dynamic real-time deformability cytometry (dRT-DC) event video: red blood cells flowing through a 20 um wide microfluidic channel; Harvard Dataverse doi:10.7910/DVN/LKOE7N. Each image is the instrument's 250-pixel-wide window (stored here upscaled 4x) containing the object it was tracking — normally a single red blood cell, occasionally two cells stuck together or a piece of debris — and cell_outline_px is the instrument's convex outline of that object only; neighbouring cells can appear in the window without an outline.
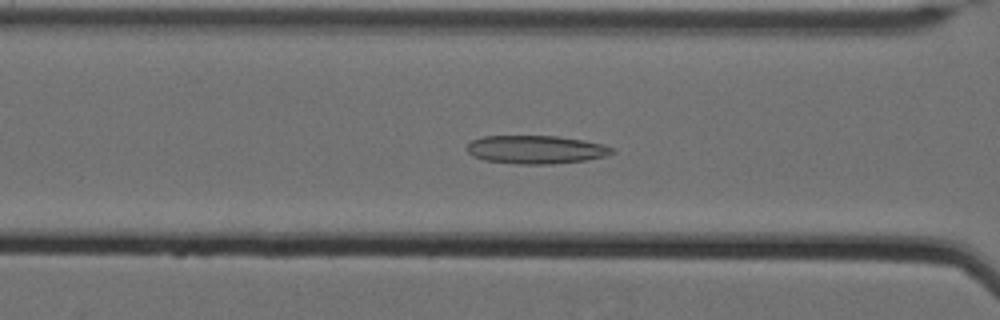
{"species": "Egyptian fruit bat (a non-hibernating species)", "species_latin": "Rousettus aegyptiacus", "temperature_condition": "cold", "stored_images_in_passage": 31, "camera_frame_rate_fps": 3000, "um_per_image_px": 0.085, "animal": {"sex": "female"}, "frame": {"image": 1, "passage_image": 5, "time_ms": 1.333, "image_size_px": [1000, 320], "cell_outline_px": [[616, 152], [604, 156], [584, 160], [552, 164], [520, 164], [484, 160], [472, 156], [468, 152], [468, 144], [472, 140], [484, 136], [556, 136], [584, 140], [604, 144], [616, 148]], "centroid_in_image_um": [45.59, 12.71], "position_along_channel_um": 121.0, "area_um2": 23.93}}
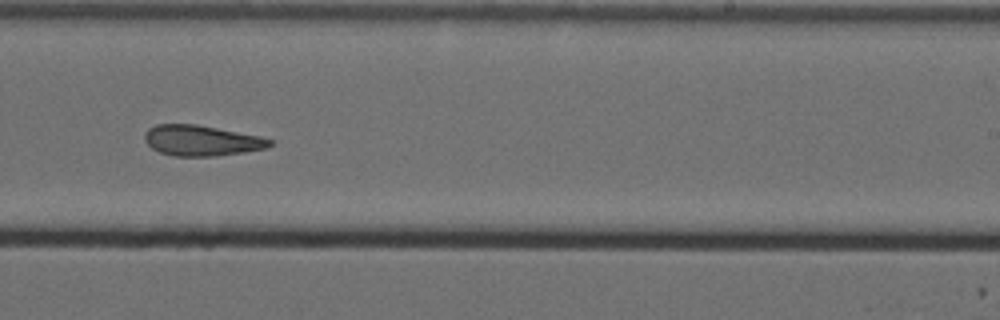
{"frame": {"image": 2, "passage_image": 18, "time_ms": 5.667, "image_size_px": [1000, 320], "cell_outline_px": [[272, 144], [264, 148], [216, 156], [172, 156], [160, 152], [152, 148], [144, 140], [144, 136], [148, 128], [156, 124], [196, 124], [260, 136], [272, 140]], "centroid_in_image_um": [17.07, 11.94], "position_along_channel_um": 271.9, "area_um2": 22.08}}
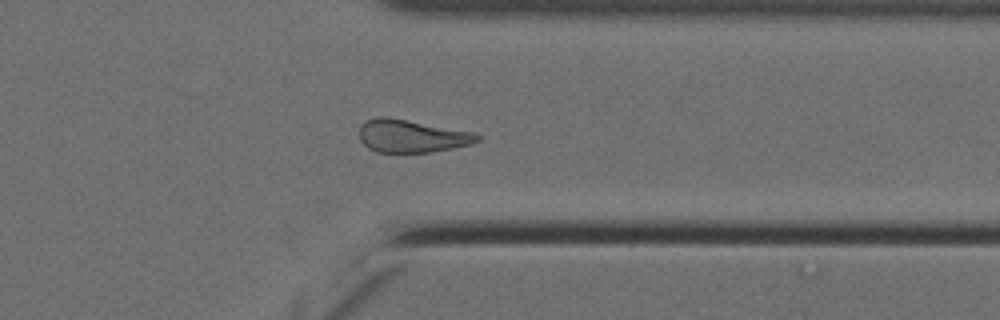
{"frame": {"image": 3, "passage_image": 27, "time_ms": 8.667, "image_size_px": [1000, 320], "cell_outline_px": [[480, 140], [472, 144], [432, 152], [376, 152], [368, 148], [360, 140], [360, 124], [364, 120], [376, 116], [388, 116], [472, 132], [480, 136]], "centroid_in_image_um": [34.95, 11.55], "position_along_channel_um": 376.5, "area_um2": 22.66}}